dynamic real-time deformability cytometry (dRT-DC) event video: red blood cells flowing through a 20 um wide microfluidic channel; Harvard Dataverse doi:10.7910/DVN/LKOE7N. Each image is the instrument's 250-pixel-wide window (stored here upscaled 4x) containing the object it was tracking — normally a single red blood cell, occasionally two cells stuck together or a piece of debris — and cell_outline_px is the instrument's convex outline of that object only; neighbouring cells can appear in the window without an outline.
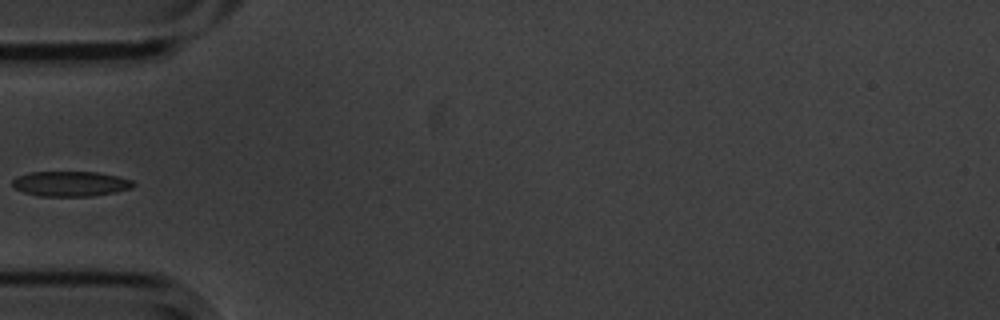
{"species": "common noctule bat (a hibernating species)", "species_latin": "Nyctalus noctula", "temperature_condition": "cold", "stored_images_in_passage": 23, "camera_frame_rate_fps": 3000, "um_per_image_px": 0.085, "animal": {"sex": "male", "body_mass_g": 20.1, "forearm_length_mm": 53.5}, "frame": {"image": 1, "passage_image": 1, "time_ms": 0.0, "image_size_px": [1000, 320], "cell_outline_px": [[136, 184], [132, 188], [116, 192], [92, 196], [40, 196], [24, 192], [16, 188], [12, 184], [12, 180], [28, 172], [96, 172], [116, 176], [132, 180]], "centroid_in_image_um": [6.03, 15.62], "position_along_channel_um": 79.0, "area_um2": 17.57}}
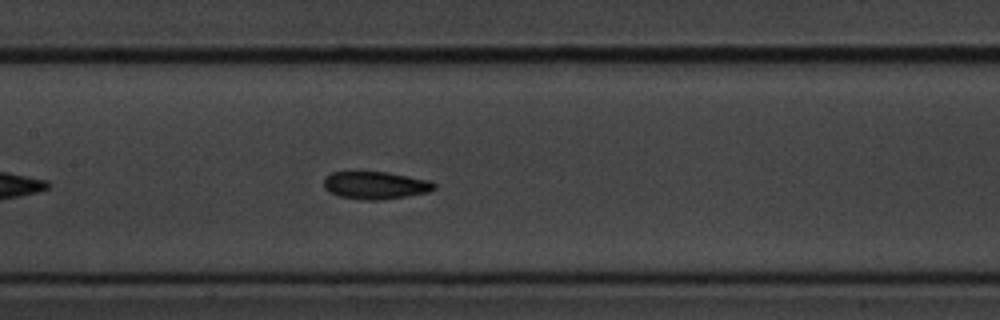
{"frame": {"image": 2, "passage_image": 9, "time_ms": 2.667, "image_size_px": [1000, 320], "cell_outline_px": [[436, 188], [428, 192], [408, 196], [380, 200], [364, 200], [336, 196], [328, 192], [324, 188], [324, 176], [332, 172], [388, 172], [432, 180], [436, 184]], "centroid_in_image_um": [31.91, 15.75], "position_along_channel_um": 175.5, "area_um2": 18.09}}
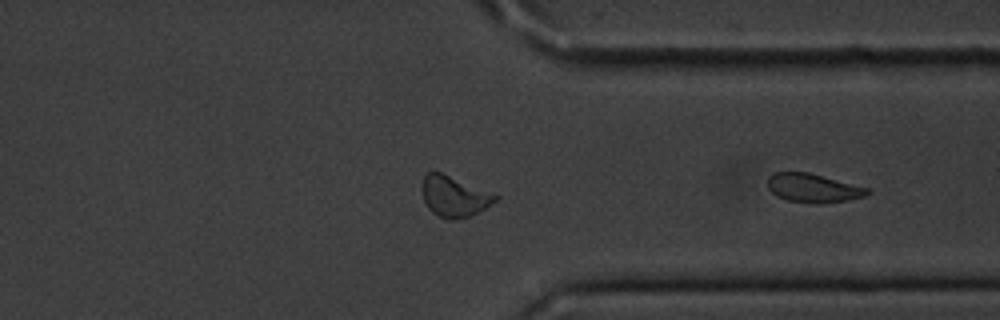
{"frame": {"image": 3, "passage_image": 23, "time_ms": 7.333, "image_size_px": [1000, 320], "cell_outline_px": [[872, 192], [864, 196], [848, 200], [820, 204], [812, 204], [788, 200], [776, 196], [768, 188], [768, 176], [772, 172], [808, 172], [868, 188]], "centroid_in_image_um": [69.1, 15.99], "position_along_channel_um": 342.3, "area_um2": 16.76}}